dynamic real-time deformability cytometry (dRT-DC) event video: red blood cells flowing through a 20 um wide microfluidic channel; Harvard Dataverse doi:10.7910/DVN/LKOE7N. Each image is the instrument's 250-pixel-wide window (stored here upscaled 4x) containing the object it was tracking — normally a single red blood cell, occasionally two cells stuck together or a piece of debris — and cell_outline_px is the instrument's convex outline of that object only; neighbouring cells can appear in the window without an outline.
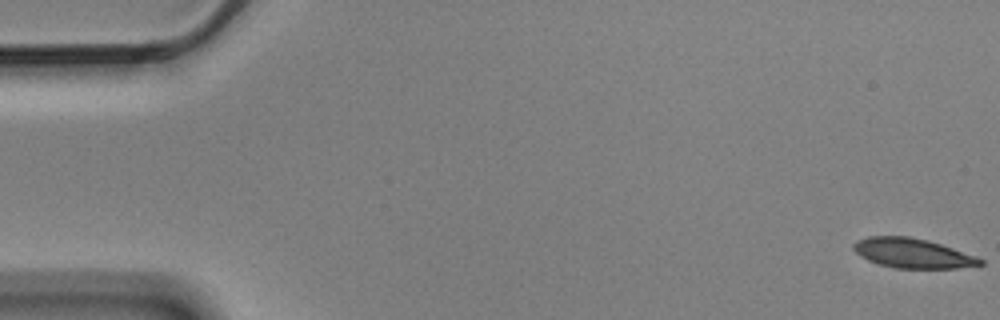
{"species": "Egyptian fruit bat (a non-hibernating species)", "species_latin": "Rousettus aegyptiacus", "temperature_condition": "cold", "stored_images_in_passage": 6, "camera_frame_rate_fps": 3000, "um_per_image_px": 0.085, "animal": {"sex": "male"}, "frame": {"image": 1, "passage_image": 1, "time_ms": 0.0, "image_size_px": [1000, 320], "cell_outline_px": [[984, 264], [956, 268], [896, 268], [880, 264], [868, 260], [860, 256], [852, 248], [852, 244], [856, 240], [868, 236], [908, 236], [928, 240], [976, 256], [984, 260]], "centroid_in_image_um": [77.54, 21.51], "position_along_channel_um": 7.5, "area_um2": 21.79}}
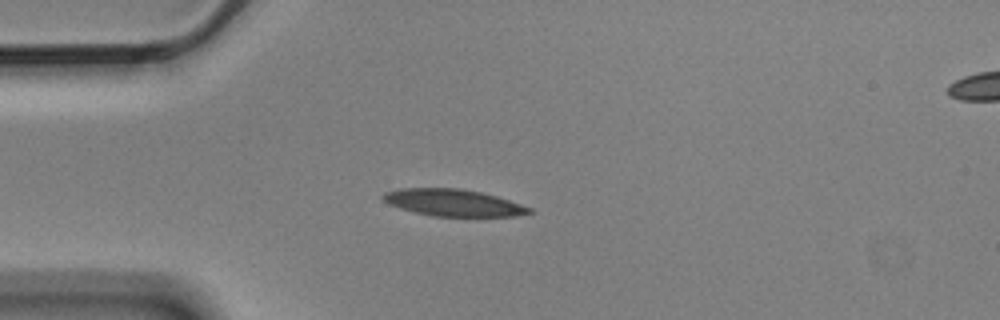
{"frame": {"image": 2, "passage_image": 5, "time_ms": 1.333, "image_size_px": [1000, 320], "cell_outline_px": [[532, 212], [516, 216], [432, 216], [400, 208], [388, 204], [384, 200], [384, 192], [400, 188], [460, 188], [480, 192], [496, 196], [532, 208]], "centroid_in_image_um": [38.52, 17.22], "position_along_channel_um": 46.5, "area_um2": 22.66}}